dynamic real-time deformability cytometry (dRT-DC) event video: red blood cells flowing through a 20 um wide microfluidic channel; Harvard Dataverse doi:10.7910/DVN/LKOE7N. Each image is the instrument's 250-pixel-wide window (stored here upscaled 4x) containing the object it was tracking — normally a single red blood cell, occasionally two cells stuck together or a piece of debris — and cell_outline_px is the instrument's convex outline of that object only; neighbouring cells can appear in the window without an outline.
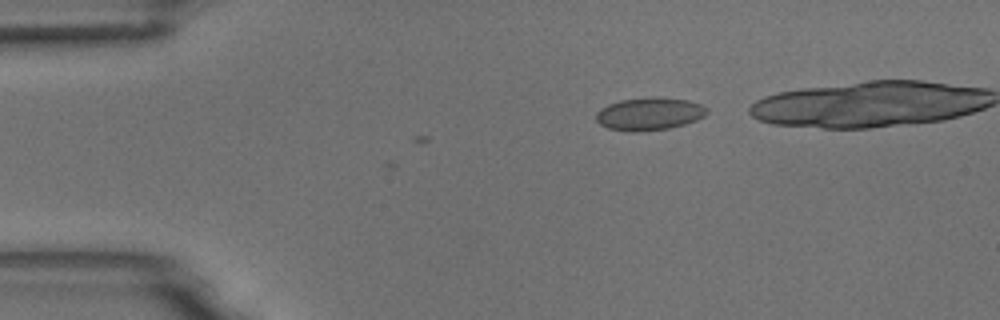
{"species": "common noctule bat (a hibernating species)", "species_latin": "Nyctalus noctula", "temperature_condition": "room temperature", "stored_images_in_passage": 3, "camera_frame_rate_fps": 3000, "um_per_image_px": 0.085, "animal": {"sex": "male", "body_mass_g": 18.8}, "frame": {"image": 1, "passage_image": 1, "time_ms": 0.0, "image_size_px": [1000, 320], "cell_outline_px": [[708, 112], [704, 116], [696, 120], [684, 124], [668, 128], [636, 132], [628, 132], [608, 128], [600, 124], [596, 120], [596, 112], [600, 108], [608, 104], [620, 100], [652, 96], [656, 96], [688, 100], [700, 104], [708, 108]], "centroid_in_image_um": [55.18, 9.67], "position_along_channel_um": 29.8, "area_um2": 21.33}}